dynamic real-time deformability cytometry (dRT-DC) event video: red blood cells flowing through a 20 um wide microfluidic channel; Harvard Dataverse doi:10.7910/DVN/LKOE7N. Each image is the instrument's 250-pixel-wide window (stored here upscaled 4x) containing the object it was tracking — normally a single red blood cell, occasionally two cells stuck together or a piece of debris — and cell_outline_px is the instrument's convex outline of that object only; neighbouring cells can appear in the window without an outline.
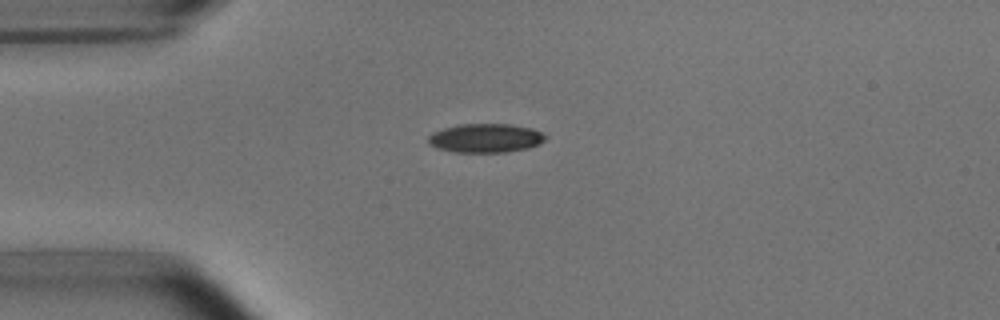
{"species": "common noctule bat (a hibernating species)", "species_latin": "Nyctalus noctula", "temperature_condition": "room temperature", "stored_images_in_passage": 1, "camera_frame_rate_fps": 3000, "um_per_image_px": 0.085, "animal": {"sex": "male", "body_mass_g": 15.6}, "frame": {"image": 1, "passage_image": 1, "time_ms": 0.0, "image_size_px": [1000, 320], "cell_outline_px": [[548, 136], [544, 140], [528, 148], [504, 152], [452, 152], [436, 148], [428, 144], [428, 136], [432, 132], [444, 128], [460, 124], [508, 124], [532, 128]], "centroid_in_image_um": [41.22, 11.74], "position_along_channel_um": 43.8, "area_um2": 19.71}}